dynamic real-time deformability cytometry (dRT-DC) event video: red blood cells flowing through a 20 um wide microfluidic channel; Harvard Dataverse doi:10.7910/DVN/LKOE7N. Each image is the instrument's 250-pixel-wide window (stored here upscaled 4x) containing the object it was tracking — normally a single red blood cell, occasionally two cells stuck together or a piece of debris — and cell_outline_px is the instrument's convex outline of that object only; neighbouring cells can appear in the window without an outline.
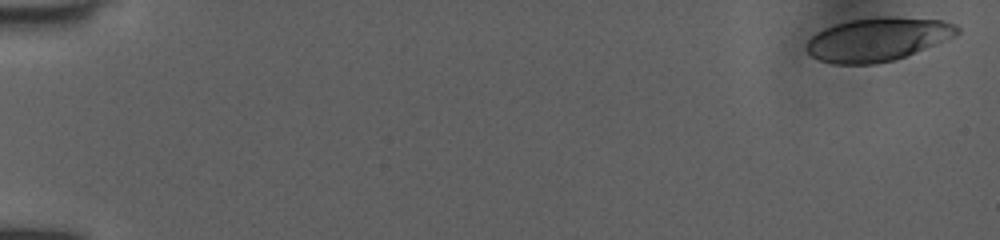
{"species": "human", "species_latin": "Homo sapiens", "temperature_condition": "room temperature", "stored_images_in_passage": 51, "camera_frame_rate_fps": 3000, "um_per_image_px": 0.085, "donor": {"sex": "female"}, "frame": {"image": 1, "passage_image": 1, "time_ms": 0.0, "image_size_px": [1000, 240], "cell_outline_px": [[960, 32], [952, 36], [924, 48], [904, 56], [892, 60], [876, 64], [832, 64], [820, 60], [812, 56], [804, 48], [808, 40], [816, 32], [824, 28], [848, 20], [876, 16], [896, 16], [940, 20], [956, 24], [960, 28]], "centroid_in_image_um": [74.54, 3.32], "position_along_channel_um": 10.5, "area_um2": 38.03}}
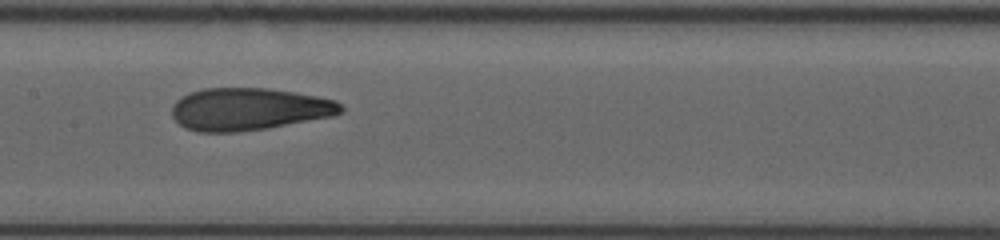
{"frame": {"image": 2, "passage_image": 27, "time_ms": 8.667, "image_size_px": [1000, 240], "cell_outline_px": [[344, 112], [332, 116], [268, 128], [240, 132], [200, 132], [184, 128], [172, 116], [172, 104], [176, 100], [188, 92], [204, 88], [268, 88], [296, 92], [336, 100], [344, 104]], "centroid_in_image_um": [21.16, 9.27], "position_along_channel_um": 186.2, "area_um2": 42.14}}
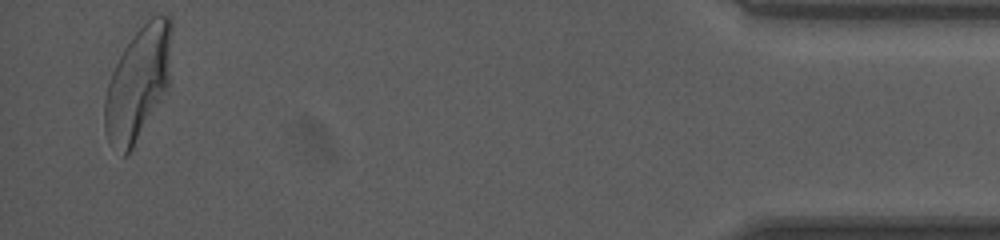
{"frame": {"image": 3, "passage_image": 50, "time_ms": 16.333, "image_size_px": [1000, 240], "cell_outline_px": [[172, 32], [168, 88], [132, 148], [124, 156], [120, 156], [108, 140], [104, 132], [104, 100], [108, 80], [124, 48], [132, 36], [152, 16], [168, 16], [172, 20]], "centroid_in_image_um": [11.71, 7.09], "position_along_channel_um": 423.5, "area_um2": 43.93}, "authors_computed_cell_mechanics": {"area_um2": 41.3848, "velocity_mm_per_s": 4.0203, "shape_relaxation_time_tau1_ms": 5.2724, "shape_relaxation_time_tau2_ms": 1.2165, "deformation_change_tau1": 0.1942, "deformation_change_tau2": 0.0854}}